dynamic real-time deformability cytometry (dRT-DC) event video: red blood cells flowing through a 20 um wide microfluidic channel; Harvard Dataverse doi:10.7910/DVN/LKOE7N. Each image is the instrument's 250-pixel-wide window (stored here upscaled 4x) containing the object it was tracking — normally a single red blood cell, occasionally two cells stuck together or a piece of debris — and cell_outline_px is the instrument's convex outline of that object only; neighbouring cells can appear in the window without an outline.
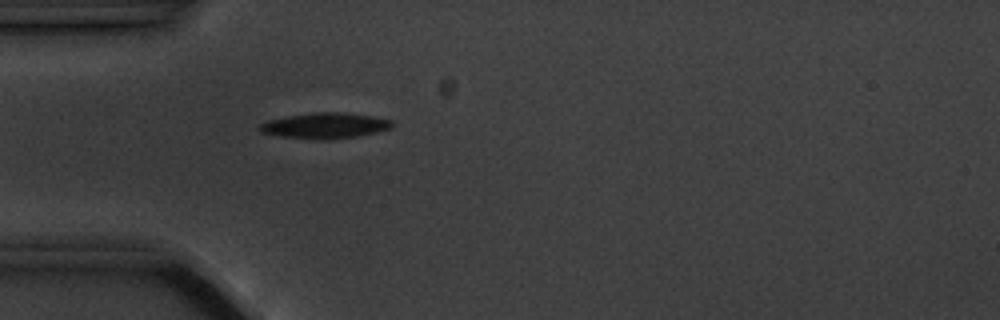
{"species": "common noctule bat (a hibernating species)", "species_latin": "Nyctalus noctula", "temperature_condition": "cold", "stored_images_in_passage": 5, "camera_frame_rate_fps": 3000, "um_per_image_px": 0.085, "animal": {"sex": "male", "body_mass_g": 20.1, "forearm_length_mm": 53.5}, "frame": {"image": 1, "passage_image": 5, "time_ms": 4.667, "image_size_px": [1000, 320], "cell_outline_px": [[392, 128], [376, 132], [356, 136], [324, 140], [320, 140], [280, 136], [260, 132], [256, 128], [260, 124], [268, 120], [288, 116], [312, 112], [340, 112], [372, 116], [392, 120]], "centroid_in_image_um": [27.59, 10.68], "position_along_channel_um": 57.4, "area_um2": 19.77}}